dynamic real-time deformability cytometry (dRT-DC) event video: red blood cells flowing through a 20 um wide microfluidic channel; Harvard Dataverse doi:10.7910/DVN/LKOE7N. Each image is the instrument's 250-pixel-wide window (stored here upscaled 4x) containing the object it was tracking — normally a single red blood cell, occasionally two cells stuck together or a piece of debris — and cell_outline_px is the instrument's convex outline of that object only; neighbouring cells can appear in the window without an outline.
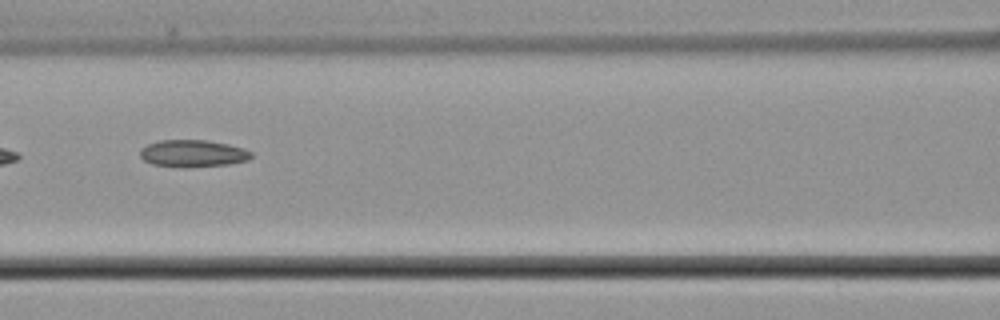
{"species": "common noctule bat (a hibernating species)", "species_latin": "Nyctalus noctula", "temperature_condition": "cold", "stored_images_in_passage": 8, "camera_frame_rate_fps": 3000, "um_per_image_px": 0.085, "animal": {"sex": "male", "body_mass_g": 21.5, "forearm_length_mm": 52.0}, "frame": {"image": 1, "passage_image": 6, "time_ms": 6.333, "image_size_px": [1000, 320], "cell_outline_px": [[252, 156], [248, 160], [228, 164], [188, 168], [184, 168], [152, 164], [144, 160], [140, 156], [140, 148], [148, 144], [160, 140], [204, 140], [228, 144], [244, 148], [252, 152]], "centroid_in_image_um": [16.39, 13.05], "position_along_channel_um": 150.2, "area_um2": 17.69}}
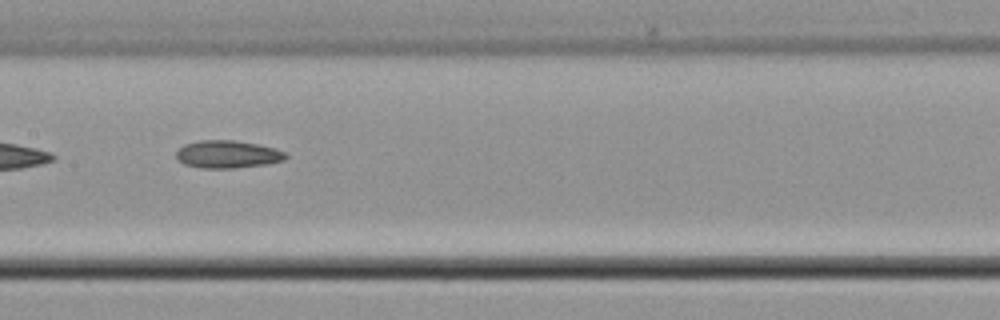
{"frame": {"image": 2, "passage_image": 7, "time_ms": 7.333, "image_size_px": [1000, 320], "cell_outline_px": [[288, 156], [284, 160], [264, 164], [232, 168], [204, 168], [184, 164], [176, 156], [176, 152], [184, 144], [200, 140], [236, 140], [276, 148], [284, 152]], "centroid_in_image_um": [19.34, 13.1], "position_along_channel_um": 188.1, "area_um2": 17.46}}
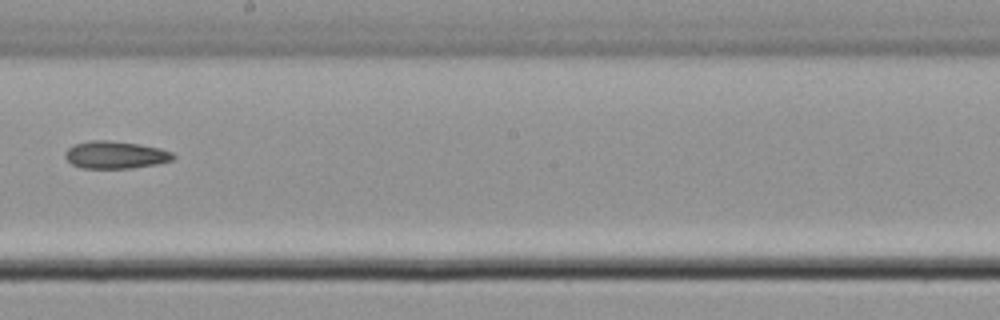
{"frame": {"image": 3, "passage_image": 8, "time_ms": 8.667, "image_size_px": [1000, 320], "cell_outline_px": [[176, 156], [172, 160], [156, 164], [132, 168], [84, 168], [72, 164], [64, 156], [64, 152], [72, 144], [92, 140], [108, 140], [140, 144], [160, 148], [172, 152]], "centroid_in_image_um": [9.8, 13.15], "position_along_channel_um": 238.4, "area_um2": 17.34}}